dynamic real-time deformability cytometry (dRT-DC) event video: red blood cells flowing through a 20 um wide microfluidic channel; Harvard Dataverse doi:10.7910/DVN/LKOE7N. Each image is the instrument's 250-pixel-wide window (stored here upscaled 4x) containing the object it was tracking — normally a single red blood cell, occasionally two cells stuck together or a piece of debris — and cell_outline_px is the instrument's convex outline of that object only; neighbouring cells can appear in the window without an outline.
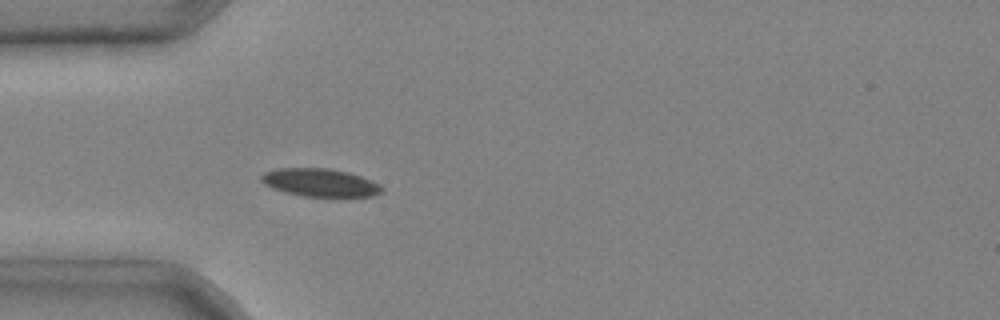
{"species": "common noctule bat (a hibernating species)", "species_latin": "Nyctalus noctula", "temperature_condition": "cold", "stored_images_in_passage": 3, "camera_frame_rate_fps": 3000, "um_per_image_px": 0.085, "animal": {"sex": "male", "body_mass_g": 20.4}, "frame": {"image": 1, "passage_image": 3, "time_ms": 0.667, "image_size_px": [1000, 320], "cell_outline_px": [[384, 188], [380, 192], [372, 196], [340, 200], [304, 196], [284, 192], [272, 188], [264, 184], [260, 180], [260, 176], [264, 172], [280, 168], [328, 168], [348, 172], [360, 176], [380, 184]], "centroid_in_image_um": [27.25, 15.57], "position_along_channel_um": 57.7, "area_um2": 20.52}}